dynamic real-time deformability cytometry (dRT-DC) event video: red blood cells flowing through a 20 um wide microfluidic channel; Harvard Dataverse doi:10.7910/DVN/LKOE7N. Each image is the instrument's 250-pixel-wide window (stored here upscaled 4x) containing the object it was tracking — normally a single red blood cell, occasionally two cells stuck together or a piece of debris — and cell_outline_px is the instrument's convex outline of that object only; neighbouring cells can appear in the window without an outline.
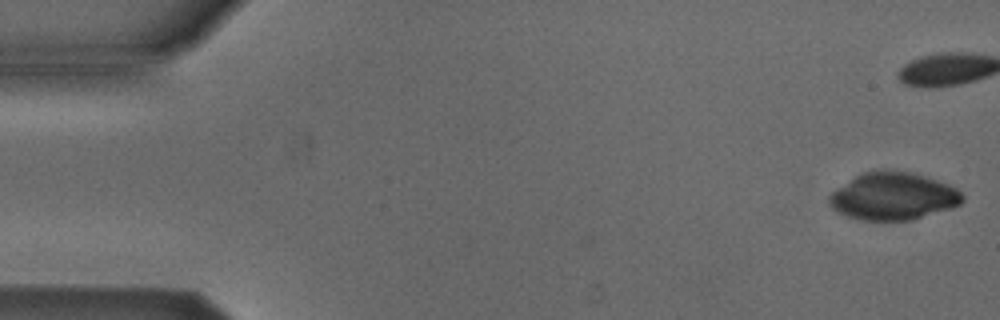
{"species": "Egyptian fruit bat (a non-hibernating species)", "species_latin": "Rousettus aegyptiacus", "temperature_condition": "cold", "stored_images_in_passage": 41, "camera_frame_rate_fps": 3000, "um_per_image_px": 0.085, "animal": {"sex": "male"}, "frame": {"image": 1, "passage_image": 1, "time_ms": 0.0, "image_size_px": [1000, 320], "cell_outline_px": [[964, 200], [960, 204], [952, 208], [912, 220], [860, 220], [836, 212], [828, 204], [828, 196], [836, 188], [856, 176], [864, 172], [880, 168], [884, 168], [912, 172], [948, 184], [956, 188], [964, 196]], "centroid_in_image_um": [75.9, 16.67], "position_along_channel_um": 9.1, "area_um2": 37.22}}